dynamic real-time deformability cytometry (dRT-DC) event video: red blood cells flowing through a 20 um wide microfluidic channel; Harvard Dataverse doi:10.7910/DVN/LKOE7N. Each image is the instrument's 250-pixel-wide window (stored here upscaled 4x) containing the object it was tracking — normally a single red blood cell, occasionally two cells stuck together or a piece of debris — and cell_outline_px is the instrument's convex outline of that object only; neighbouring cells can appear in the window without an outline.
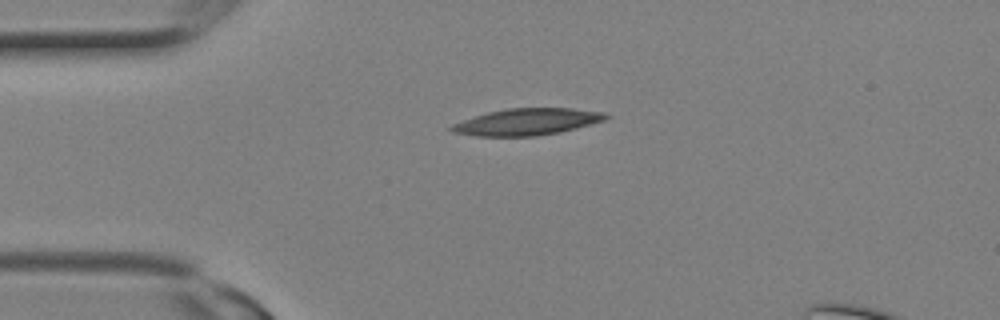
{"species": "Egyptian fruit bat (a non-hibernating species)", "species_latin": "Rousettus aegyptiacus", "temperature_condition": "room temperature", "stored_images_in_passage": 3, "camera_frame_rate_fps": 3000, "um_per_image_px": 0.085, "animal": {"sex": "female"}, "frame": {"image": 1, "passage_image": 3, "time_ms": 0.667, "image_size_px": [1000, 320], "cell_outline_px": [[608, 116], [604, 120], [576, 128], [560, 132], [536, 136], [476, 136], [452, 132], [448, 128], [452, 124], [488, 112], [504, 108], [572, 108], [604, 112]], "centroid_in_image_um": [44.78, 10.35], "position_along_channel_um": 40.2, "area_um2": 23.87}}